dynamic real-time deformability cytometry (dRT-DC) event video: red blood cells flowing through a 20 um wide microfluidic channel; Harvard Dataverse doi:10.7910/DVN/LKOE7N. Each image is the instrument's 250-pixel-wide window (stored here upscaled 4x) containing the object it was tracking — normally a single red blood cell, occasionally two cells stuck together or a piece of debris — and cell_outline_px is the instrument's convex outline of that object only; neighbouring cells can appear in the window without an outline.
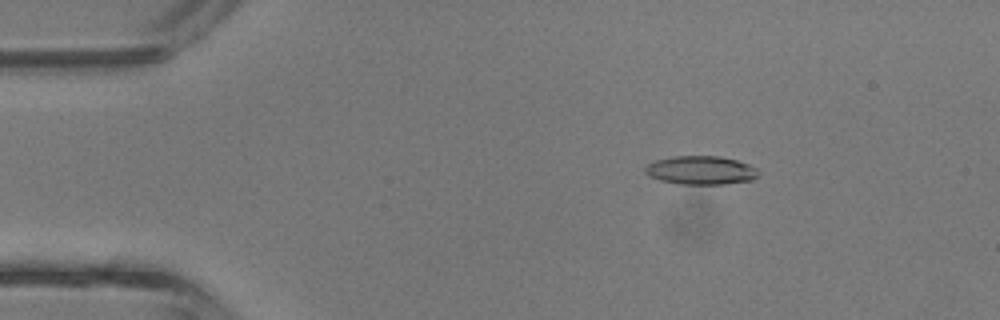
{"species": "common noctule bat (a hibernating species)", "species_latin": "Nyctalus noctula", "temperature_condition": "room temperature", "stored_images_in_passage": 42, "camera_frame_rate_fps": 3000, "um_per_image_px": 0.085, "animal": {"sex": "male", "body_mass_g": 13.3}, "frame": {"image": 1, "passage_image": 7, "time_ms": 2.0, "image_size_px": [1000, 320], "cell_outline_px": [[760, 176], [752, 180], [724, 184], [680, 184], [660, 180], [648, 176], [644, 172], [644, 168], [648, 164], [656, 160], [672, 156], [720, 156], [736, 160], [748, 164], [756, 168], [760, 172]], "centroid_in_image_um": [59.58, 14.47], "position_along_channel_um": 25.4, "area_um2": 19.02}}
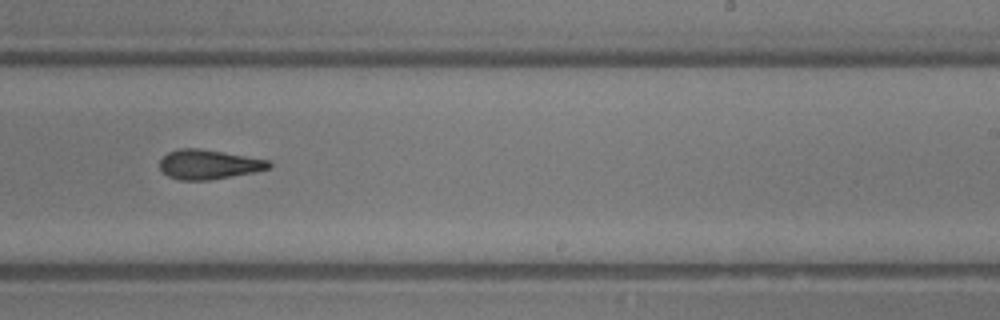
{"frame": {"image": 2, "passage_image": 26, "time_ms": 8.333, "image_size_px": [1000, 320], "cell_outline_px": [[272, 164], [268, 168], [252, 172], [208, 180], [180, 180], [168, 176], [160, 168], [160, 160], [168, 152], [180, 148], [200, 148], [224, 152], [268, 160]], "centroid_in_image_um": [17.7, 13.96], "position_along_channel_um": 271.3, "area_um2": 18.5}}
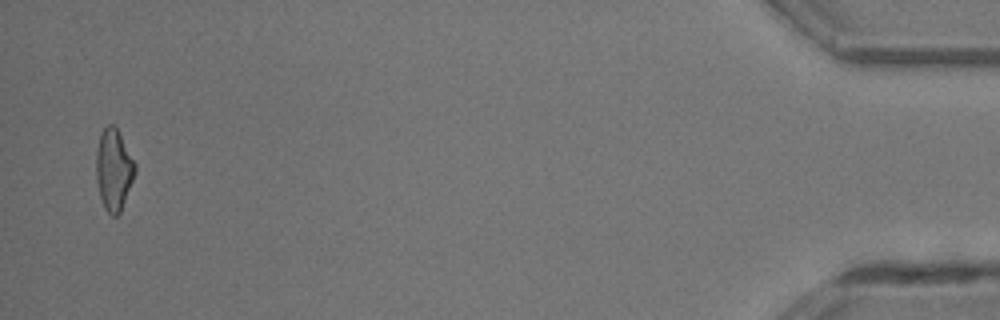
{"frame": {"image": 3, "passage_image": 41, "time_ms": 13.333, "image_size_px": [1000, 320], "cell_outline_px": [[136, 172], [120, 212], [116, 216], [112, 216], [104, 208], [100, 196], [96, 180], [96, 152], [100, 136], [104, 128], [108, 124], [112, 124], [116, 128], [136, 164]], "centroid_in_image_um": [9.66, 14.44], "position_along_channel_um": 425.5, "area_um2": 18.21}, "authors_computed_cell_mechanics": {"area_um2": 18.6983, "velocity_mm_per_s": 4.9446, "shape_relaxation_time_tau1_ms": 5.2598, "shape_relaxation_time_tau2_ms": 2.5661, "deformation_change_tau1": 0.2016, "deformation_change_tau2": 0.1173}}